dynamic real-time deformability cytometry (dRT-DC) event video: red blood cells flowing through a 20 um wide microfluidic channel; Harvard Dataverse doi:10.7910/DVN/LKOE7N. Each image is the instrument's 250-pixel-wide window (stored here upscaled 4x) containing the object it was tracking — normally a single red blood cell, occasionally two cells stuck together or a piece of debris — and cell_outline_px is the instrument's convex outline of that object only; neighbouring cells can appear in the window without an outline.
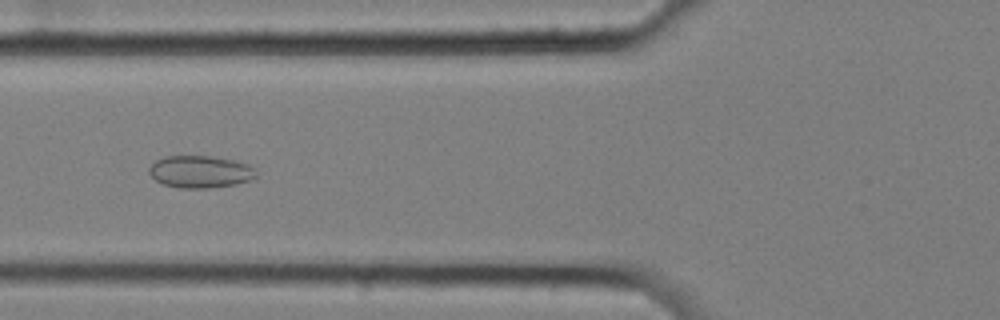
{"species": "common noctule bat (a hibernating species)", "species_latin": "Nyctalus noctula", "temperature_condition": "cold", "stored_images_in_passage": 58, "camera_frame_rate_fps": 3000, "um_per_image_px": 0.085, "animal": {"sex": "female", "body_mass_g": 25.1}, "frame": {"image": 1, "passage_image": 22, "time_ms": 7.0, "image_size_px": [1000, 320], "cell_outline_px": [[256, 176], [252, 180], [236, 184], [208, 188], [180, 188], [164, 184], [156, 180], [148, 172], [148, 168], [156, 160], [168, 156], [208, 156], [232, 160], [248, 164], [256, 172]], "centroid_in_image_um": [17.01, 14.6], "position_along_channel_um": 108.8, "area_um2": 19.94}}
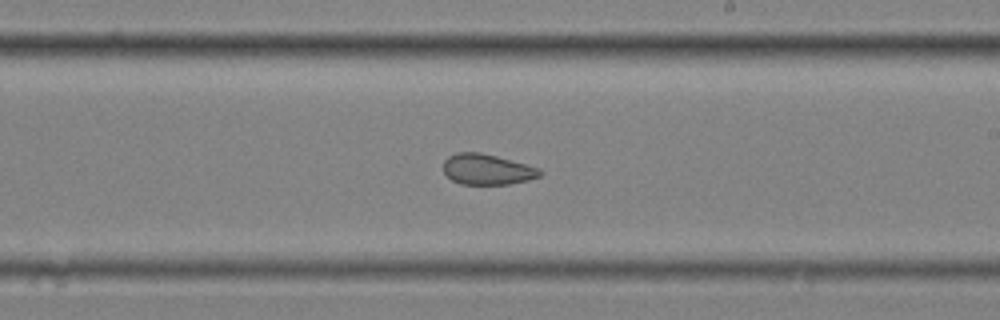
{"frame": {"image": 2, "passage_image": 34, "time_ms": 11.0, "image_size_px": [1000, 320], "cell_outline_px": [[544, 172], [540, 176], [528, 180], [508, 184], [460, 184], [452, 180], [444, 172], [444, 160], [448, 156], [456, 152], [480, 152], [496, 156], [540, 168]], "centroid_in_image_um": [41.41, 14.39], "position_along_channel_um": 247.6, "area_um2": 17.22}}
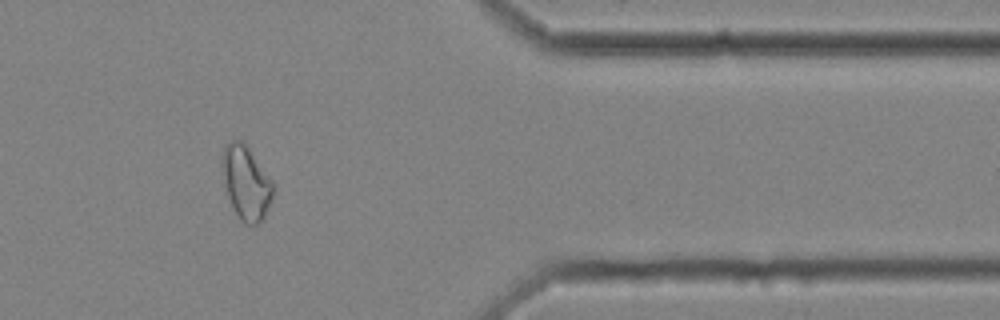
{"frame": {"image": 3, "passage_image": 48, "time_ms": 15.667, "image_size_px": [1000, 320], "cell_outline_px": [[276, 184], [272, 200], [264, 220], [256, 224], [244, 224], [240, 220], [228, 196], [224, 184], [220, 164], [224, 144], [232, 140], [240, 140], [248, 148]], "centroid_in_image_um": [20.93, 15.54], "position_along_channel_um": 390.5, "area_um2": 22.25}, "authors_computed_cell_mechanics": {"area_um2": 22.4553, "velocity_mm_per_s": 3.4695, "shape_relaxation_time_tau1_ms": null, "shape_relaxation_time_tau2_ms": 1.9214, "deformation_change_tau1": null, "deformation_change_tau2": 0.0787}}